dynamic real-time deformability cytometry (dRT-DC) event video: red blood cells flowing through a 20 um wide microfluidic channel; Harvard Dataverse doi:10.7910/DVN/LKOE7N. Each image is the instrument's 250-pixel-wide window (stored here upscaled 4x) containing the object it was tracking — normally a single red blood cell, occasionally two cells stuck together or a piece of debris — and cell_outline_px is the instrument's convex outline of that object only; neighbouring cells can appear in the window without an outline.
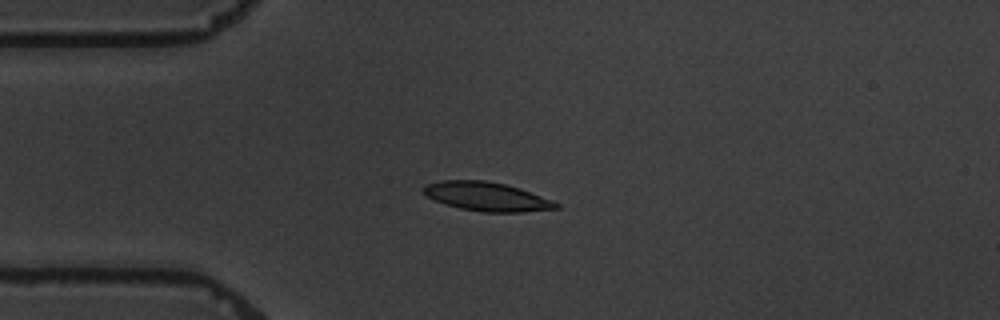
{"species": "common noctule bat (a hibernating species)", "species_latin": "Nyctalus noctula", "temperature_condition": "warm", "stored_images_in_passage": 8, "camera_frame_rate_fps": 3000, "um_per_image_px": 0.085, "animal": {"sex": "male", "body_mass_g": 19.5, "forearm_length_mm": 54.6}, "frame": {"image": 1, "passage_image": 3, "time_ms": 3.333, "image_size_px": [1000, 320], "cell_outline_px": [[560, 208], [520, 212], [484, 212], [460, 208], [444, 204], [428, 196], [424, 192], [424, 188], [428, 184], [440, 180], [484, 180], [504, 184], [520, 188], [552, 200], [560, 204]], "centroid_in_image_um": [41.41, 16.71], "position_along_channel_um": 43.6, "area_um2": 22.08}}
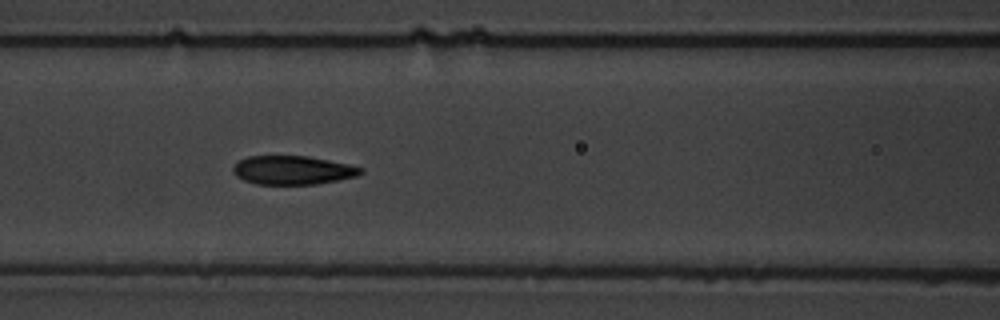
{"frame": {"image": 2, "passage_image": 6, "time_ms": 6.667, "image_size_px": [1000, 320], "cell_outline_px": [[364, 172], [356, 176], [316, 184], [256, 184], [244, 180], [236, 176], [232, 168], [236, 160], [248, 156], [308, 156], [348, 164], [364, 168]], "centroid_in_image_um": [24.85, 14.45], "position_along_channel_um": 141.8, "area_um2": 21.39}}
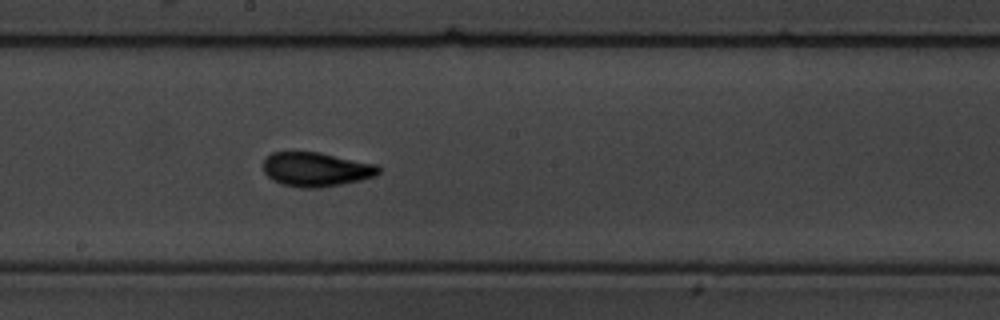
{"frame": {"image": 3, "passage_image": 8, "time_ms": 9.0, "image_size_px": [1000, 320], "cell_outline_px": [[380, 172], [376, 176], [360, 180], [320, 188], [300, 188], [284, 184], [272, 180], [264, 172], [264, 160], [272, 152], [320, 152], [376, 164], [380, 168]], "centroid_in_image_um": [26.88, 14.39], "position_along_channel_um": 221.3, "area_um2": 22.95}}